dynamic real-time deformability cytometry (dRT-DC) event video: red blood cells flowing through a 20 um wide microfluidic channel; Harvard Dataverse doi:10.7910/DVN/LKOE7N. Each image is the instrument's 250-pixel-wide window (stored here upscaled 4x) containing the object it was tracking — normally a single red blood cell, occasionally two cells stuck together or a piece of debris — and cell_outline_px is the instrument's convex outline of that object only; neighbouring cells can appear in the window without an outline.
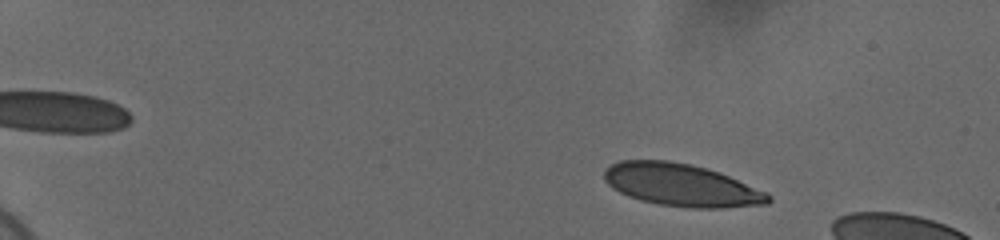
{"species": "human", "species_latin": "Homo sapiens", "temperature_condition": "cold", "stored_images_in_passage": 17, "camera_frame_rate_fps": 3000, "um_per_image_px": 0.085, "donor": {"sex": "female"}, "frame": {"image": 1, "passage_image": 6, "time_ms": 1.667, "image_size_px": [1000, 240], "cell_outline_px": [[772, 200], [768, 204], [724, 208], [692, 208], [660, 204], [640, 200], [628, 196], [612, 188], [604, 180], [604, 172], [612, 164], [620, 160], [668, 160], [688, 164], [720, 172], [768, 192], [772, 196]], "centroid_in_image_um": [57.96, 15.74], "position_along_channel_um": 27.0, "area_um2": 40.69}}